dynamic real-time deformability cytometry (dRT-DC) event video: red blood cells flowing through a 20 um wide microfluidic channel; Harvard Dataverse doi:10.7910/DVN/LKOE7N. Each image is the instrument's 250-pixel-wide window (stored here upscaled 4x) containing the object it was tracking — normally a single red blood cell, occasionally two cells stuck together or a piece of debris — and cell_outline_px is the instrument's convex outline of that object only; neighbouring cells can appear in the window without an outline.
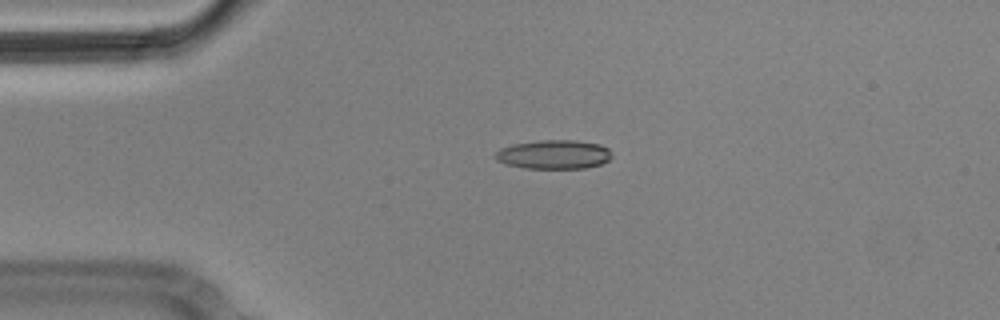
{"species": "Egyptian fruit bat (a non-hibernating species)", "species_latin": "Rousettus aegyptiacus", "temperature_condition": "cold", "stored_images_in_passage": 4, "camera_frame_rate_fps": 3000, "um_per_image_px": 0.085, "animal": {"sex": "male"}, "frame": {"image": 1, "passage_image": 3, "time_ms": 0.667, "image_size_px": [1000, 320], "cell_outline_px": [[612, 156], [608, 160], [600, 164], [584, 168], [524, 168], [508, 164], [496, 160], [496, 152], [500, 148], [512, 144], [540, 140], [576, 140], [600, 144], [608, 148], [612, 152]], "centroid_in_image_um": [47.1, 13.12], "position_along_channel_um": 37.9, "area_um2": 19.65}}